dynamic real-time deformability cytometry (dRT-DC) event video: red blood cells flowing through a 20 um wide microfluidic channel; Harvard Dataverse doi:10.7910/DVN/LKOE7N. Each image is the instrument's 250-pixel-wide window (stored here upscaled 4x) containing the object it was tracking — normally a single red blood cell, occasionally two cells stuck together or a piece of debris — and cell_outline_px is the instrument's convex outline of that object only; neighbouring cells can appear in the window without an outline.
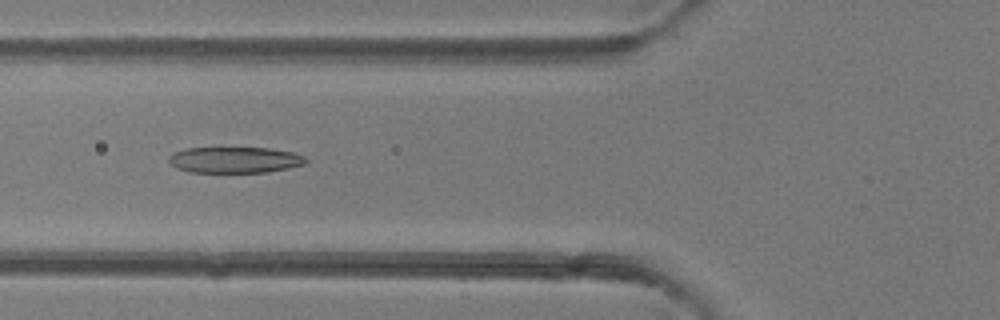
{"species": "common noctule bat (a hibernating species)", "species_latin": "Nyctalus noctula", "temperature_condition": "room temperature", "stored_images_in_passage": 5, "camera_frame_rate_fps": 3000, "um_per_image_px": 0.085, "animal": {"sex": "female"}, "frame": {"image": 1, "passage_image": 5, "time_ms": 4.667, "image_size_px": [1000, 320], "cell_outline_px": [[308, 160], [304, 164], [288, 168], [268, 172], [192, 172], [176, 168], [168, 160], [176, 152], [188, 148], [268, 148], [292, 152], [304, 156]], "centroid_in_image_um": [20.0, 13.59], "position_along_channel_um": 105.8, "area_um2": 20.52}}